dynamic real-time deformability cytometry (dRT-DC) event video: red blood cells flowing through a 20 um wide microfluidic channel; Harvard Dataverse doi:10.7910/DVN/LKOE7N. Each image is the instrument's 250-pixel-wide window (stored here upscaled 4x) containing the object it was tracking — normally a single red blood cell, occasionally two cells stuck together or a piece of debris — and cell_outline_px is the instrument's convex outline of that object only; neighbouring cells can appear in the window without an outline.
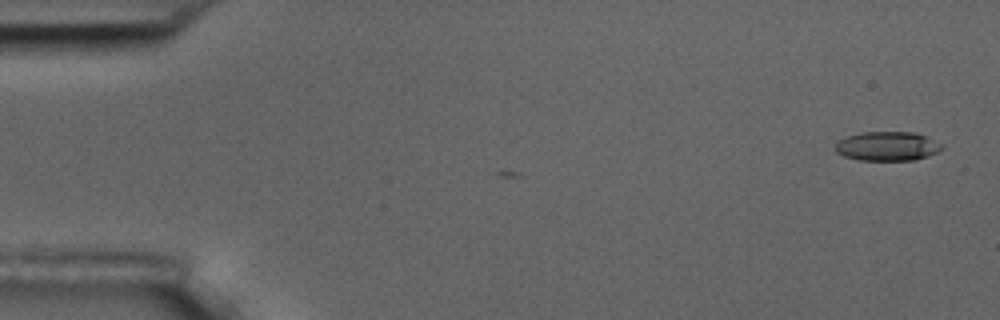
{"species": "common noctule bat (a hibernating species)", "species_latin": "Nyctalus noctula", "temperature_condition": "room temperature", "stored_images_in_passage": 3, "camera_frame_rate_fps": 3000, "um_per_image_px": 0.085, "animal": {"sex": "male", "body_mass_g": 17.5, "forearm_length_mm": 52.3}, "frame": {"image": 1, "passage_image": 3, "time_ms": 0.667, "image_size_px": [1000, 320], "cell_outline_px": [[944, 148], [928, 156], [912, 160], [860, 160], [844, 156], [836, 152], [836, 144], [840, 140], [848, 136], [860, 132], [916, 132], [944, 144]], "centroid_in_image_um": [75.46, 12.42], "position_along_channel_um": 9.5, "area_um2": 18.09}}